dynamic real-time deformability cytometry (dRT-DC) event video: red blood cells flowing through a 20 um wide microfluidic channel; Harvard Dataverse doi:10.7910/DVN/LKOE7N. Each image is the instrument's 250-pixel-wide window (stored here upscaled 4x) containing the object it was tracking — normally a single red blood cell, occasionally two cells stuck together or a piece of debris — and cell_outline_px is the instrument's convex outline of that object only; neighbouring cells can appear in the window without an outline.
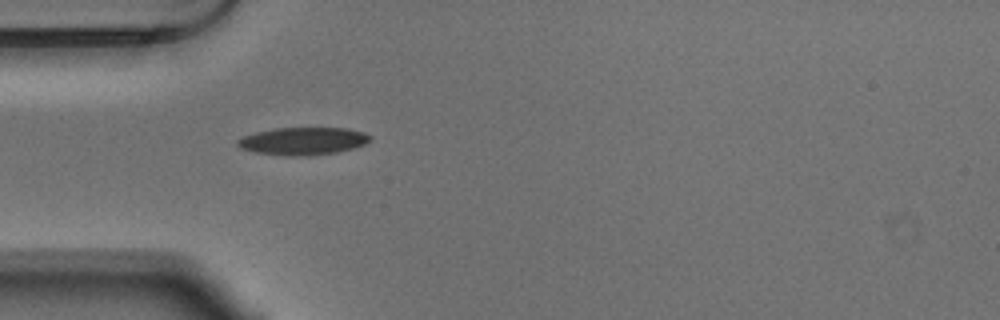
{"species": "Egyptian fruit bat (a non-hibernating species)", "species_latin": "Rousettus aegyptiacus", "temperature_condition": "warm", "stored_images_in_passage": 10, "camera_frame_rate_fps": 3000, "um_per_image_px": 0.085, "animal": {"sex": "male"}, "frame": {"image": 1, "passage_image": 1, "time_ms": 0.0, "image_size_px": [1000, 320], "cell_outline_px": [[372, 140], [364, 144], [352, 148], [336, 152], [308, 156], [288, 156], [256, 152], [240, 148], [236, 144], [236, 140], [244, 136], [256, 132], [276, 128], [348, 128], [364, 132], [372, 136]], "centroid_in_image_um": [25.77, 11.99], "position_along_channel_um": 59.2, "area_um2": 21.33}}
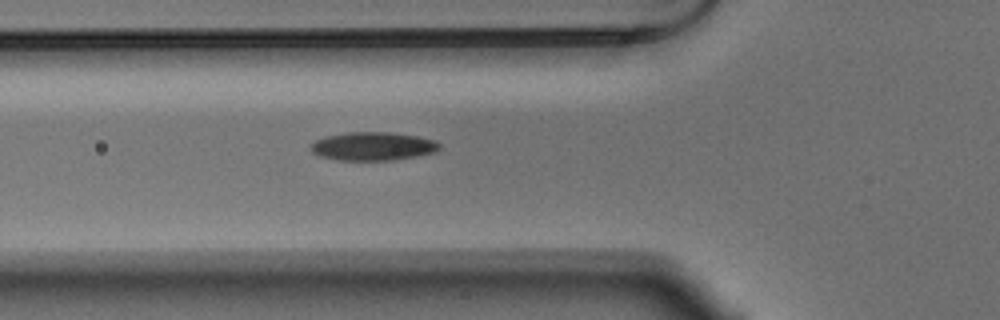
{"frame": {"image": 2, "passage_image": 4, "time_ms": 1.0, "image_size_px": [1000, 320], "cell_outline_px": [[440, 148], [436, 152], [396, 160], [336, 160], [320, 156], [312, 152], [312, 144], [316, 140], [324, 136], [348, 132], [388, 132], [416, 136], [436, 140], [440, 144]], "centroid_in_image_um": [31.72, 12.43], "position_along_channel_um": 94.1, "area_um2": 21.33}}